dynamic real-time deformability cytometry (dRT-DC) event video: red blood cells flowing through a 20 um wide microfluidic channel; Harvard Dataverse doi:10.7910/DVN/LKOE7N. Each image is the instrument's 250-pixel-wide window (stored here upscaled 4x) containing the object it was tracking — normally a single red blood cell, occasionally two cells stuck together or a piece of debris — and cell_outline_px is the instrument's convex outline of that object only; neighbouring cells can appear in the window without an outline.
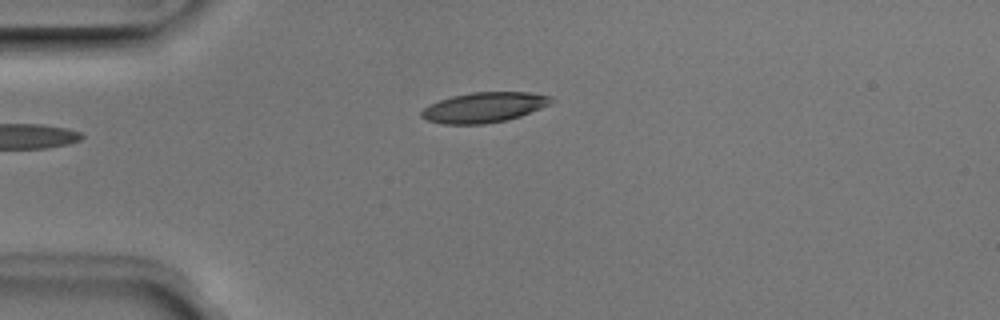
{"species": "Egyptian fruit bat (a non-hibernating species)", "species_latin": "Rousettus aegyptiacus", "temperature_condition": "room temperature", "stored_images_in_passage": 5, "camera_frame_rate_fps": 3000, "um_per_image_px": 0.085, "animal": {"sex": "male"}, "frame": {"image": 1, "passage_image": 1, "time_ms": 0.0, "image_size_px": [1000, 320], "cell_outline_px": [[556, 100], [540, 108], [520, 116], [508, 120], [484, 124], [444, 124], [428, 120], [420, 116], [420, 112], [424, 108], [440, 100], [452, 96], [472, 92], [528, 92], [548, 96]], "centroid_in_image_um": [41.14, 9.13], "position_along_channel_um": 43.9, "area_um2": 22.6}}